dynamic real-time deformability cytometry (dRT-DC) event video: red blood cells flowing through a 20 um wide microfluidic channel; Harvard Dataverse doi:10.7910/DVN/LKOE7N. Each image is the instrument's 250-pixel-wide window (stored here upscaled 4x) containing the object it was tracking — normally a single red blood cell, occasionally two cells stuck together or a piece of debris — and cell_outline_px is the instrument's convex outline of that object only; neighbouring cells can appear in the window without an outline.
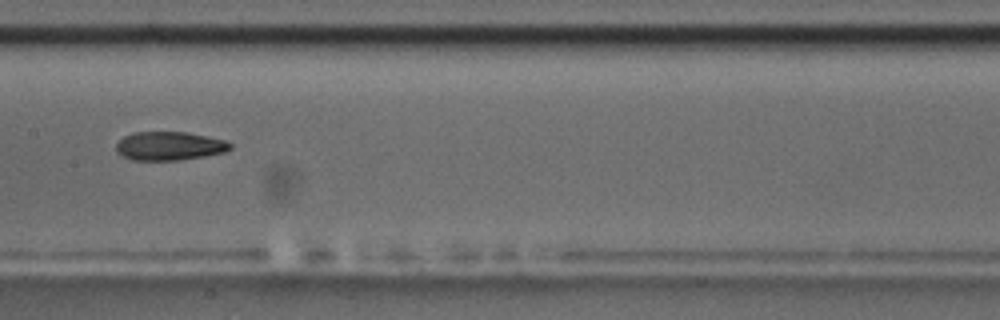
{"species": "common noctule bat (a hibernating species)", "species_latin": "Nyctalus noctula", "temperature_condition": "room temperature", "stored_images_in_passage": 12, "camera_frame_rate_fps": 3000, "um_per_image_px": 0.085, "animal": {"sex": "male", "body_mass_g": 17.5, "forearm_length_mm": 52.3}, "frame": {"image": 1, "passage_image": 4, "time_ms": 3.333, "image_size_px": [1000, 320], "cell_outline_px": [[232, 148], [224, 152], [204, 156], [180, 160], [132, 160], [116, 152], [116, 144], [124, 136], [132, 132], [188, 132], [208, 136], [224, 140], [232, 144]], "centroid_in_image_um": [14.4, 12.4], "position_along_channel_um": 193.0, "area_um2": 19.07}}